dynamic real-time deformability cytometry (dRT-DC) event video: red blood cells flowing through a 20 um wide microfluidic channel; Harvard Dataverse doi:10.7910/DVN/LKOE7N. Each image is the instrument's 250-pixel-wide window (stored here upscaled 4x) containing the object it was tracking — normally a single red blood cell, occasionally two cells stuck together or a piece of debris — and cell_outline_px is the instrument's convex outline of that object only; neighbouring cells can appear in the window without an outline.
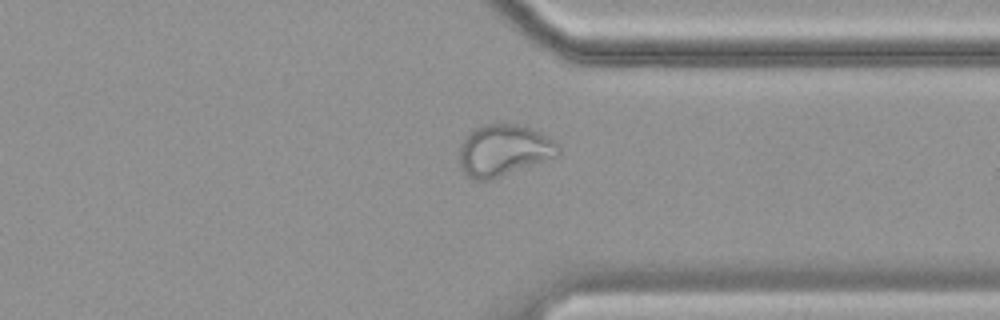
{"species": "common noctule bat (a hibernating species)", "species_latin": "Nyctalus noctula", "temperature_condition": "cold", "stored_images_in_passage": 57, "camera_frame_rate_fps": 3000, "um_per_image_px": 0.085, "animal": {"sex": "female", "body_mass_g": 19.9}, "frame": {"image": 1, "passage_image": 44, "time_ms": 14.333, "image_size_px": [1000, 320], "cell_outline_px": [[560, 156], [488, 180], [472, 180], [464, 172], [460, 164], [460, 144], [464, 136], [472, 128], [484, 124], [516, 124], [532, 128], [552, 140], [560, 148]], "centroid_in_image_um": [42.79, 12.76], "position_along_channel_um": 368.6, "area_um2": 29.71}}
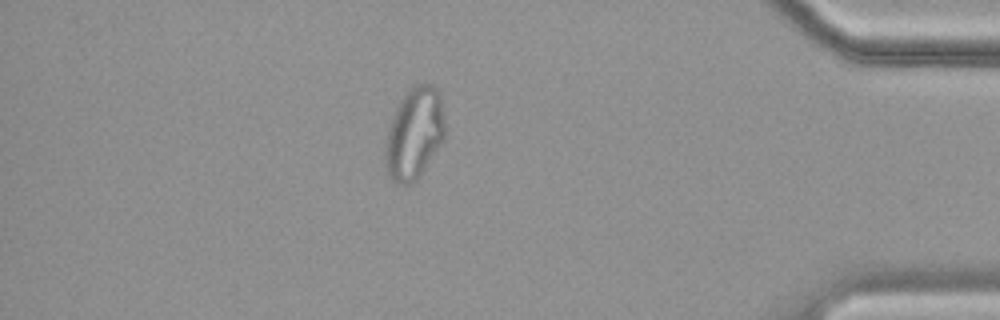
{"frame": {"image": 2, "passage_image": 50, "time_ms": 16.333, "image_size_px": [1000, 320], "cell_outline_px": [[444, 140], [420, 176], [416, 180], [408, 184], [400, 184], [392, 180], [388, 176], [384, 164], [384, 144], [388, 128], [396, 108], [400, 100], [416, 84], [424, 80], [436, 84], [440, 88], [444, 124]], "centroid_in_image_um": [35.22, 11.32], "position_along_channel_um": 400.0, "area_um2": 32.48}, "authors_computed_cell_mechanics": {"area_um2": 29.8248, "velocity_mm_per_s": 3.4569, "shape_relaxation_time_tau1_ms": null, "shape_relaxation_time_tau2_ms": 1.5009, "deformation_change_tau1": null, "deformation_change_tau2": 0.083}}